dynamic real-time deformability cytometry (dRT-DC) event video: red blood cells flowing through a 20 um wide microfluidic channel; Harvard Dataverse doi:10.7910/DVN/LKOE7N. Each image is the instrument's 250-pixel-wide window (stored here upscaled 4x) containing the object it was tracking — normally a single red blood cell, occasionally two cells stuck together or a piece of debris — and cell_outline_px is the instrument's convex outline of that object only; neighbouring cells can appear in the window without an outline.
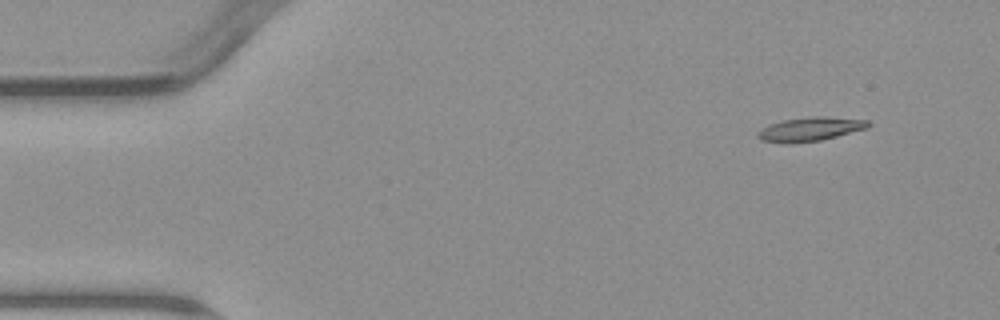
{"species": "common noctule bat (a hibernating species)", "species_latin": "Nyctalus noctula", "temperature_condition": "warm", "stored_images_in_passage": 4, "camera_frame_rate_fps": 3000, "um_per_image_px": 0.085, "animal": {"sex": "male", "body_mass_g": 23.1, "forearm_length_mm": 52.7}, "frame": {"image": 1, "passage_image": 1, "time_ms": 0.0, "image_size_px": [1000, 320], "cell_outline_px": [[872, 124], [868, 128], [820, 140], [792, 144], [784, 144], [760, 140], [756, 136], [756, 132], [768, 124], [780, 120], [812, 116], [828, 116], [868, 120]], "centroid_in_image_um": [68.82, 10.97], "position_along_channel_um": 16.2, "area_um2": 15.78}}
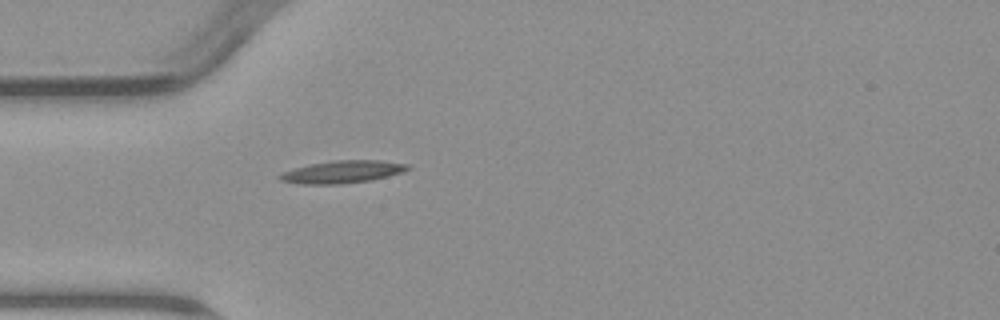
{"frame": {"image": 2, "passage_image": 4, "time_ms": 3.667, "image_size_px": [1000, 320], "cell_outline_px": [[412, 168], [388, 176], [372, 180], [340, 184], [300, 184], [280, 180], [276, 176], [284, 172], [308, 164], [336, 160], [380, 160], [408, 164]], "centroid_in_image_um": [29.11, 14.61], "position_along_channel_um": 55.9, "area_um2": 16.7}}